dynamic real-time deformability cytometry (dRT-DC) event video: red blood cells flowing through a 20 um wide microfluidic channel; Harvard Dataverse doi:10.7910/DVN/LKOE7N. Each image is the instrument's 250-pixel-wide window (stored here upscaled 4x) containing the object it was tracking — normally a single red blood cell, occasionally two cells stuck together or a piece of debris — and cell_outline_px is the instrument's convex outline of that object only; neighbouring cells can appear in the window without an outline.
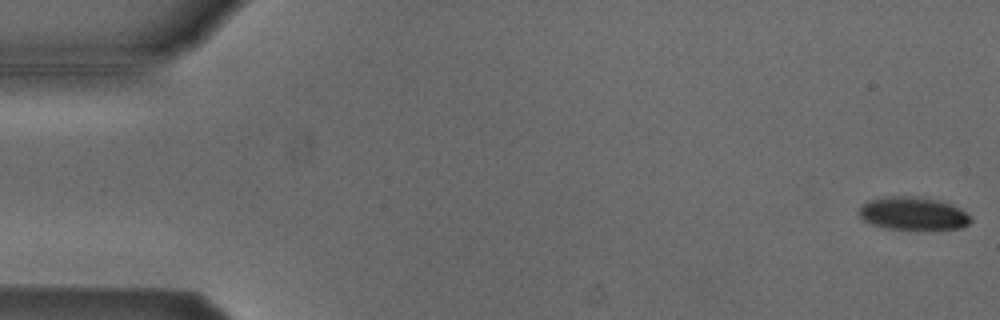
{"species": "Egyptian fruit bat (a non-hibernating species)", "species_latin": "Rousettus aegyptiacus", "temperature_condition": "cold", "stored_images_in_passage": 54, "camera_frame_rate_fps": 3000, "um_per_image_px": 0.085, "animal": {"sex": "male"}, "frame": {"image": 1, "passage_image": 1, "time_ms": 0.0, "image_size_px": [1000, 320], "cell_outline_px": [[972, 220], [968, 224], [960, 228], [884, 228], [872, 224], [864, 220], [860, 216], [860, 204], [868, 200], [884, 196], [912, 196], [940, 200], [952, 204], [960, 208], [972, 216]], "centroid_in_image_um": [77.61, 18.11], "position_along_channel_um": 7.4, "area_um2": 21.33}}
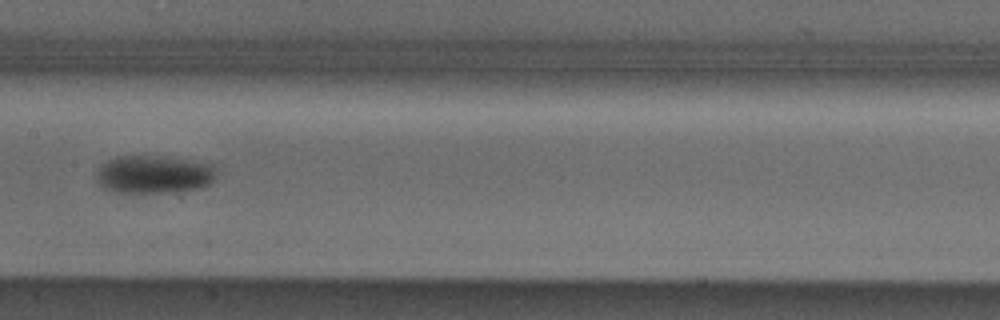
{"frame": {"image": 2, "passage_image": 27, "time_ms": 8.667, "image_size_px": [1000, 320], "cell_outline_px": [[216, 176], [208, 184], [200, 188], [172, 192], [116, 192], [104, 188], [96, 180], [96, 172], [100, 164], [116, 156], [148, 156], [188, 160], [212, 164], [216, 168]], "centroid_in_image_um": [13.05, 14.82], "position_along_channel_um": 194.4, "area_um2": 26.41}}
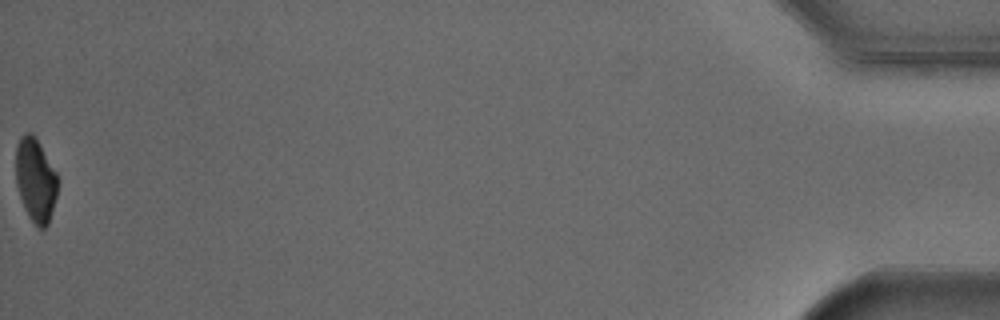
{"frame": {"image": 3, "passage_image": 54, "time_ms": 17.667, "image_size_px": [1000, 320], "cell_outline_px": [[60, 180], [56, 196], [48, 224], [44, 228], [40, 228], [28, 216], [24, 208], [16, 184], [16, 144], [20, 136], [24, 132], [32, 132], [56, 172]], "centroid_in_image_um": [3.02, 15.27], "position_along_channel_um": 432.2, "area_um2": 20.4}, "authors_computed_cell_mechanics": {"area_um2": 23.987, "velocity_mm_per_s": 3.8223, "shape_relaxation_time_tau1_ms": 2.4992, "shape_relaxation_time_tau2_ms": null, "deformation_change_tau1": 0.0968, "deformation_change_tau2": null}}